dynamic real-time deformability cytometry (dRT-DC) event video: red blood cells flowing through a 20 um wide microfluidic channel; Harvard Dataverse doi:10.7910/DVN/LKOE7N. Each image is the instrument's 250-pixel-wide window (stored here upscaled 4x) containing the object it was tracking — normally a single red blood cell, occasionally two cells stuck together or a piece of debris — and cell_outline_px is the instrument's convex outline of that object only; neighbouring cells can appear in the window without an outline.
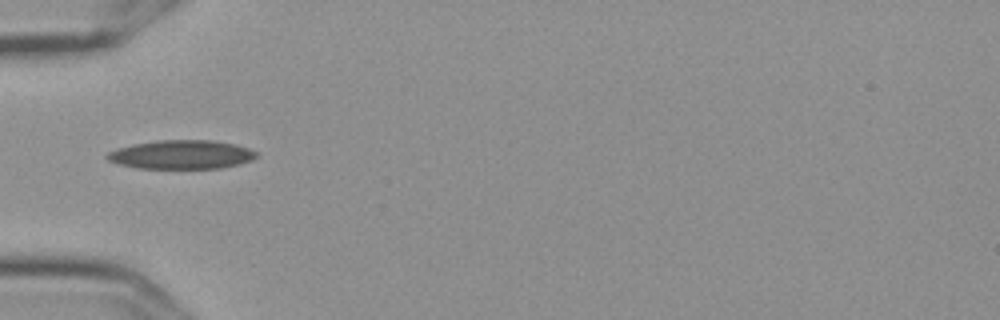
{"species": "Egyptian fruit bat (a non-hibernating species)", "species_latin": "Rousettus aegyptiacus", "temperature_condition": "cold", "stored_images_in_passage": 5, "camera_frame_rate_fps": 3000, "um_per_image_px": 0.085, "frame": {"image": 1, "passage_image": 5, "time_ms": 1.333, "image_size_px": [1000, 320], "cell_outline_px": [[256, 156], [252, 160], [240, 164], [220, 168], [136, 168], [120, 164], [108, 160], [104, 156], [108, 152], [116, 148], [132, 144], [156, 140], [212, 140], [232, 144], [248, 148], [256, 152]], "centroid_in_image_um": [15.38, 13.13], "position_along_channel_um": 69.6, "area_um2": 25.03}}